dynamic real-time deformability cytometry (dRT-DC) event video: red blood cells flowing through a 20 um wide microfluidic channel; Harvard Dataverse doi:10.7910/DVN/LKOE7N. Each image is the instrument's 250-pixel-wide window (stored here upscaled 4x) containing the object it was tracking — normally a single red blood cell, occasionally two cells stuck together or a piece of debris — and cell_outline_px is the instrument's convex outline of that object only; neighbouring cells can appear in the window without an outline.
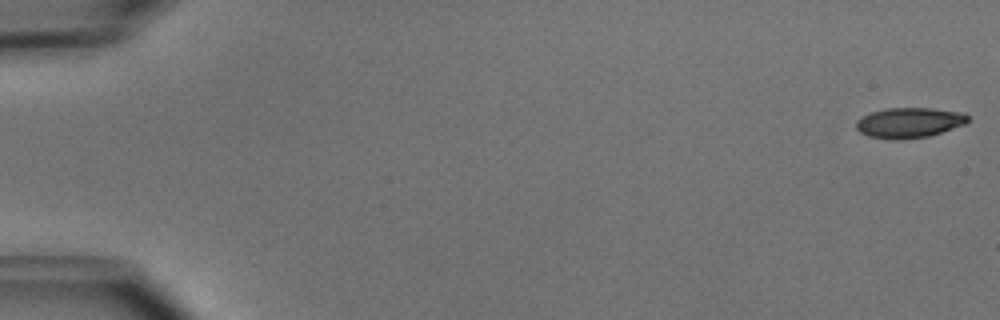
{"species": "common noctule bat (a hibernating species)", "species_latin": "Nyctalus noctula", "temperature_condition": "cold", "stored_images_in_passage": 51, "camera_frame_rate_fps": 3000, "um_per_image_px": 0.085, "animal": {"sex": "male", "body_mass_g": 15.6}, "frame": {"image": 1, "passage_image": 1, "time_ms": 0.0, "image_size_px": [1000, 320], "cell_outline_px": [[968, 120], [964, 124], [928, 136], [900, 140], [892, 140], [868, 136], [860, 132], [856, 128], [856, 120], [872, 112], [888, 108], [932, 108], [964, 112], [968, 116]], "centroid_in_image_um": [77.27, 10.43], "position_along_channel_um": 7.7, "area_um2": 19.59}}
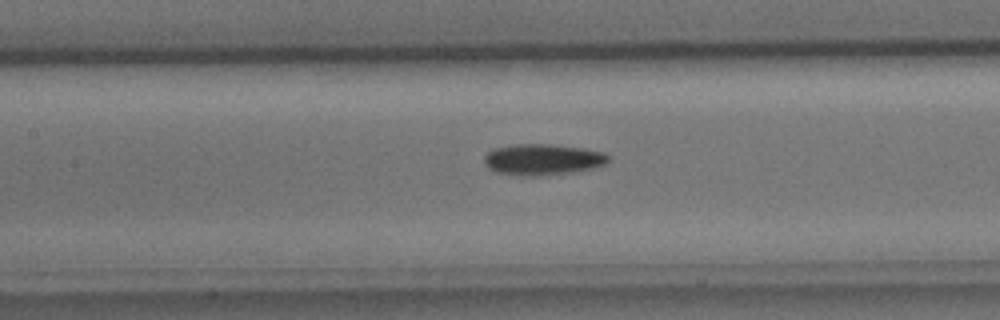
{"frame": {"image": 2, "passage_image": 24, "time_ms": 7.667, "image_size_px": [1000, 320], "cell_outline_px": [[608, 160], [604, 164], [592, 168], [572, 172], [540, 176], [520, 176], [496, 172], [488, 168], [484, 164], [484, 156], [492, 148], [516, 144], [552, 144], [584, 148], [604, 152], [608, 156]], "centroid_in_image_um": [46.08, 13.55], "position_along_channel_um": 161.3, "area_um2": 22.66}}
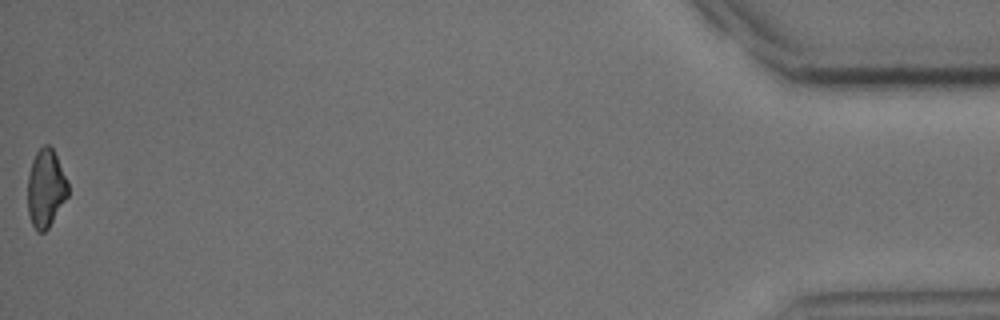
{"frame": {"image": 3, "passage_image": 51, "time_ms": 16.667, "image_size_px": [1000, 320], "cell_outline_px": [[68, 196], [48, 228], [44, 232], [36, 232], [32, 224], [28, 212], [28, 176], [32, 160], [36, 152], [44, 144], [48, 144], [52, 148], [68, 180]], "centroid_in_image_um": [3.89, 16.01], "position_along_channel_um": 431.3, "area_um2": 18.32}, "authors_computed_cell_mechanics": {"area_um2": 20.3456, "velocity_mm_per_s": 3.9999, "shape_relaxation_time_tau1_ms": 4.0183, "shape_relaxation_time_tau2_ms": null, "deformation_change_tau1": 0.1157, "deformation_change_tau2": null}}